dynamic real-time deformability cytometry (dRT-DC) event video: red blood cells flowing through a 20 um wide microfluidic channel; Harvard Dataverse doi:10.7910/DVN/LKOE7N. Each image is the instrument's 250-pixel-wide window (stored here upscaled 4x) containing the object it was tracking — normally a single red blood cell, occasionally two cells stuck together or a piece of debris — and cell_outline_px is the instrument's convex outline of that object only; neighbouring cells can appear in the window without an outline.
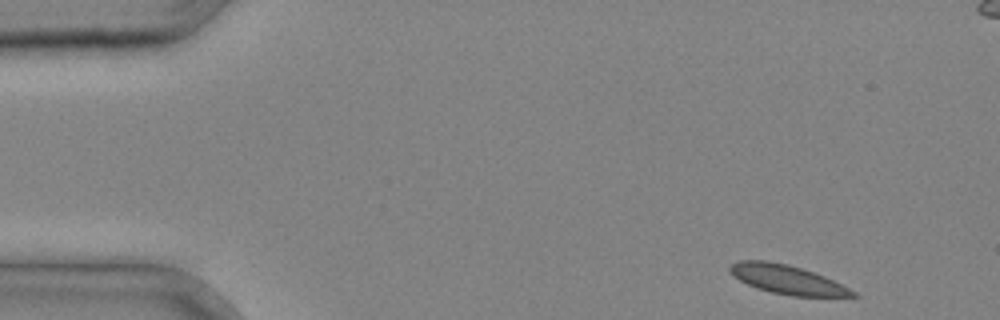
{"species": "common noctule bat (a hibernating species)", "species_latin": "Nyctalus noctula", "temperature_condition": "cold", "stored_images_in_passage": 12, "camera_frame_rate_fps": 3000, "um_per_image_px": 0.085, "animal": {"sex": "male", "body_mass_g": 20.4}, "frame": {"image": 1, "passage_image": 1, "time_ms": 0.0, "image_size_px": [1000, 320], "cell_outline_px": [[860, 296], [792, 296], [772, 292], [756, 288], [740, 280], [728, 272], [728, 268], [732, 264], [740, 260], [764, 260], [788, 264], [824, 276], [856, 292]], "centroid_in_image_um": [66.87, 23.75], "position_along_channel_um": 18.1, "area_um2": 20.46}}